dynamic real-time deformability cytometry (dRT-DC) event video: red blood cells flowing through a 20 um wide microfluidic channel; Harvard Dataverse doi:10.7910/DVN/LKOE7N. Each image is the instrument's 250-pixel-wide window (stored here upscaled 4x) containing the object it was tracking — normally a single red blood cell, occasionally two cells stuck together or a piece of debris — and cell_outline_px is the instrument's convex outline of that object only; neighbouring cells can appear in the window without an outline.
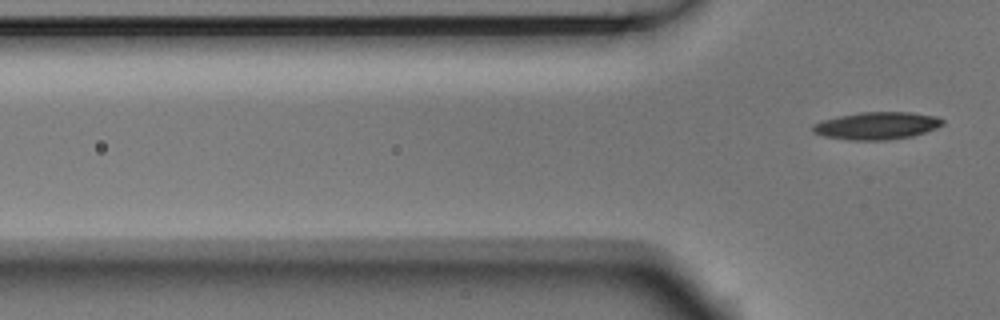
{"species": "Egyptian fruit bat (a non-hibernating species)", "species_latin": "Rousettus aegyptiacus", "temperature_condition": "room temperature", "stored_images_in_passage": 6, "segment_of_instrument_passage": [2, 2], "camera_frame_rate_fps": 3000, "um_per_image_px": 0.085, "animal": {"sex": "male"}, "frame": {"image": 1, "passage_image": 6, "time_ms": 1.667, "image_size_px": [1000, 320], "cell_outline_px": [[944, 124], [936, 128], [912, 136], [888, 140], [848, 140], [824, 136], [812, 132], [812, 124], [820, 120], [860, 112], [912, 112], [936, 116], [944, 120]], "centroid_in_image_um": [74.51, 10.68], "position_along_channel_um": 51.3, "area_um2": 20.87}}